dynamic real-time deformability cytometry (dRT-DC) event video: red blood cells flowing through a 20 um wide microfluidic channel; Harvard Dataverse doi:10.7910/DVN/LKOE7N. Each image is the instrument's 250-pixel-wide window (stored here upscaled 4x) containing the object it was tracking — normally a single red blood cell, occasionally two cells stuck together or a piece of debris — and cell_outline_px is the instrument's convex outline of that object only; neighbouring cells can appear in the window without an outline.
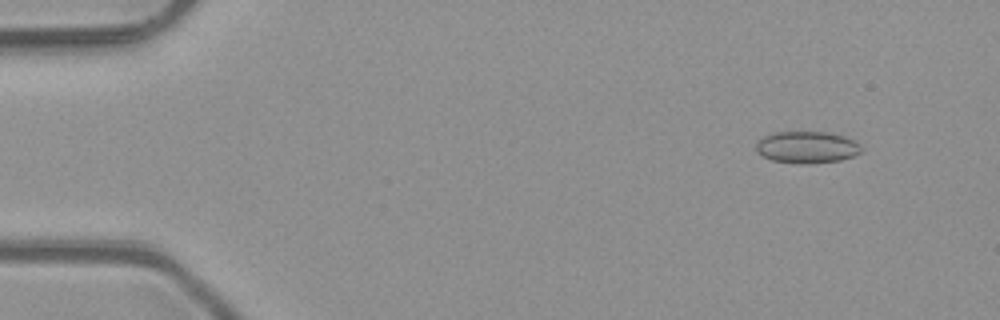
{"species": "common noctule bat (a hibernating species)", "species_latin": "Nyctalus noctula", "temperature_condition": "room temperature", "stored_images_in_passage": 47, "camera_frame_rate_fps": 3000, "um_per_image_px": 0.085, "animal": {"sex": "male", "body_mass_g": 23.1, "forearm_length_mm": 52.7}, "frame": {"image": 1, "passage_image": 2, "time_ms": 0.333, "image_size_px": [1000, 320], "cell_outline_px": [[864, 148], [860, 152], [852, 156], [840, 160], [808, 164], [800, 164], [772, 160], [756, 152], [756, 140], [772, 132], [824, 132], [844, 136], [860, 144]], "centroid_in_image_um": [68.56, 12.51], "position_along_channel_um": 16.4, "area_um2": 19.59}}
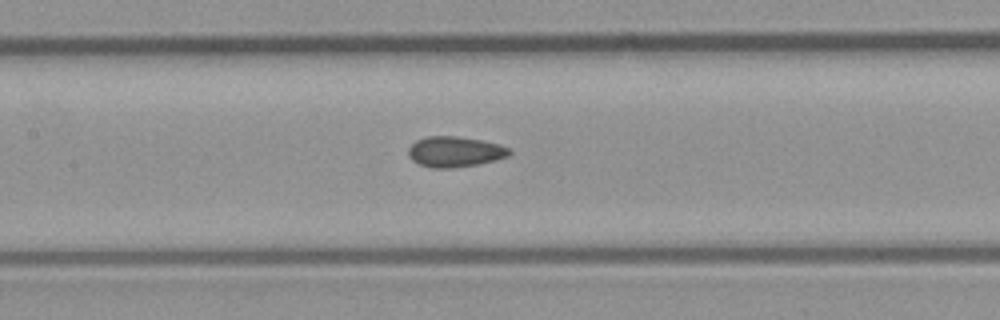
{"frame": {"image": 2, "passage_image": 21, "time_ms": 6.667, "image_size_px": [1000, 320], "cell_outline_px": [[512, 152], [508, 156], [496, 160], [476, 164], [452, 168], [432, 168], [420, 164], [412, 160], [408, 156], [408, 148], [416, 140], [428, 136], [456, 136], [484, 140], [500, 144], [508, 148]], "centroid_in_image_um": [38.66, 12.89], "position_along_channel_um": 168.7, "area_um2": 18.03}}
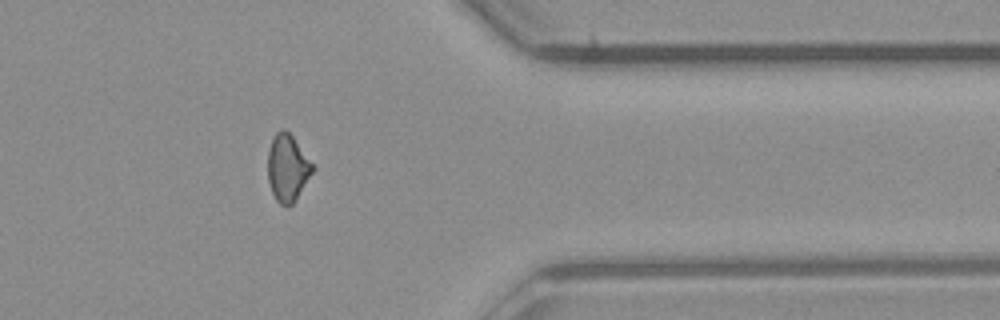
{"frame": {"image": 3, "passage_image": 38, "time_ms": 12.333, "image_size_px": [1000, 320], "cell_outline_px": [[316, 168], [292, 204], [280, 204], [276, 200], [272, 192], [268, 180], [268, 152], [272, 136], [280, 128], [284, 128], [292, 136]], "centroid_in_image_um": [24.43, 14.23], "position_along_channel_um": 387.0, "area_um2": 17.34}, "authors_computed_cell_mechanics": {"area_um2": 17.5134, "velocity_mm_per_s": 4.1226, "shape_relaxation_time_tau1_ms": null, "shape_relaxation_time_tau2_ms": 2.2894, "deformation_change_tau1": null, "deformation_change_tau2": 0.0767}}